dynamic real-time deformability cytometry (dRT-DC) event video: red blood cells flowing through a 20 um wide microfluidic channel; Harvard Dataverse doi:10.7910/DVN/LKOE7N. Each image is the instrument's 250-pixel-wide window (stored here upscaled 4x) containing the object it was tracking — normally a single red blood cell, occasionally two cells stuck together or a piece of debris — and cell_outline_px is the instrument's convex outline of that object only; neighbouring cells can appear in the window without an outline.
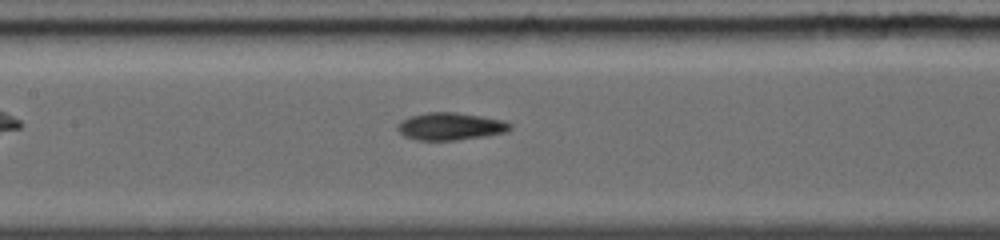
{"species": "common noctule bat (a hibernating species)", "species_latin": "Nyctalus noctula", "temperature_condition": "warm", "stored_images_in_passage": 10, "camera_frame_rate_fps": 5000, "um_per_image_px": 0.085, "animal": {"sex": "female", "body_mass_g": 19.0, "forearm_length_mm": 56.7}, "frame": {"image": 1, "passage_image": 6, "time_ms": 2.8, "image_size_px": [1000, 240], "cell_outline_px": [[512, 128], [504, 132], [484, 136], [456, 140], [416, 140], [404, 136], [396, 128], [396, 124], [400, 120], [408, 116], [428, 112], [456, 112], [504, 120], [512, 124]], "centroid_in_image_um": [38.23, 10.73], "position_along_channel_um": 169.2, "area_um2": 18.09}}
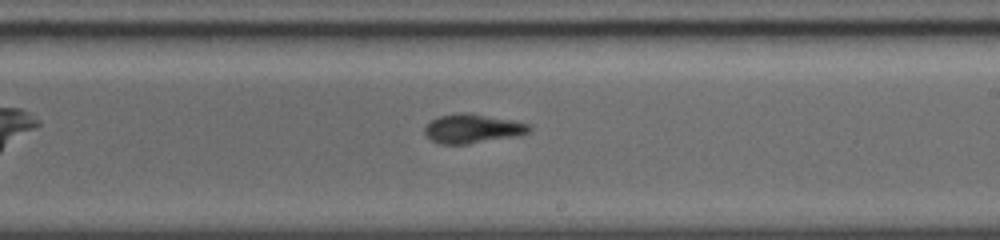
{"frame": {"image": 2, "passage_image": 9, "time_ms": 4.6, "image_size_px": [1000, 240], "cell_outline_px": [[532, 128], [528, 132], [520, 136], [468, 144], [440, 144], [432, 140], [424, 132], [424, 128], [432, 120], [440, 116], [460, 112], [468, 112], [512, 120], [528, 124]], "centroid_in_image_um": [40.19, 10.94], "position_along_channel_um": 248.8, "area_um2": 17.74}}